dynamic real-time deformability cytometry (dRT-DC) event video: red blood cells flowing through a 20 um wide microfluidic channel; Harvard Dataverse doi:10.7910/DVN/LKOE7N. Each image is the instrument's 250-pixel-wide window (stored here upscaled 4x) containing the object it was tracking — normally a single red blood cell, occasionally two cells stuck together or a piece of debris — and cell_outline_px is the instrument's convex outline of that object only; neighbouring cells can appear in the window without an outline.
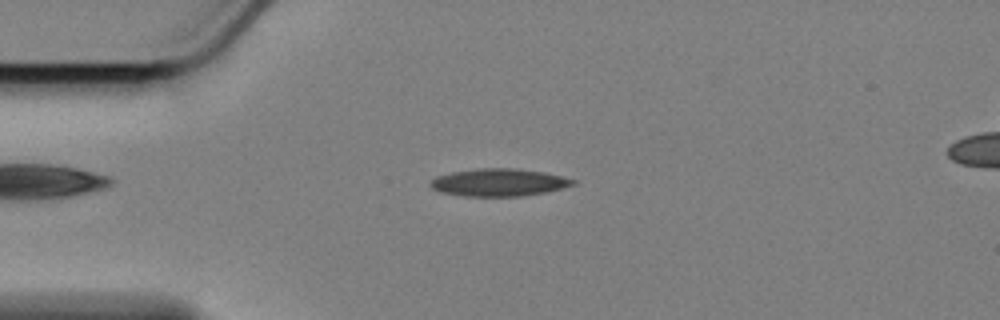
{"species": "Egyptian fruit bat (a non-hibernating species)", "species_latin": "Rousettus aegyptiacus", "temperature_condition": "cold", "stored_images_in_passage": 43, "camera_frame_rate_fps": 3000, "um_per_image_px": 0.085, "animal": {"sex": "female"}, "frame": {"image": 1, "passage_image": 8, "time_ms": 2.333, "image_size_px": [1000, 320], "cell_outline_px": [[576, 184], [564, 188], [548, 192], [524, 196], [464, 196], [440, 192], [432, 188], [428, 184], [436, 176], [452, 172], [480, 168], [512, 168], [544, 172], [576, 180]], "centroid_in_image_um": [42.42, 15.51], "position_along_channel_um": 42.6, "area_um2": 22.95}}
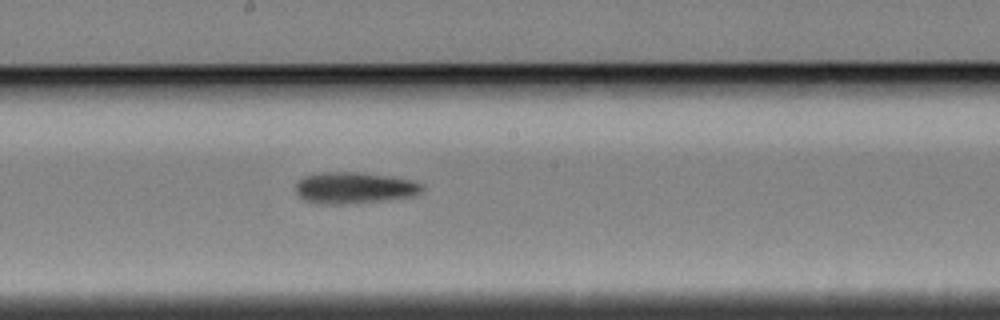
{"frame": {"image": 2, "passage_image": 25, "time_ms": 8.0, "image_size_px": [1000, 320], "cell_outline_px": [[424, 188], [420, 192], [412, 196], [384, 200], [340, 204], [324, 204], [304, 200], [296, 192], [296, 184], [304, 176], [324, 172], [356, 172], [384, 176], [408, 180], [420, 184]], "centroid_in_image_um": [30.06, 15.97], "position_along_channel_um": 218.1, "area_um2": 22.54}}
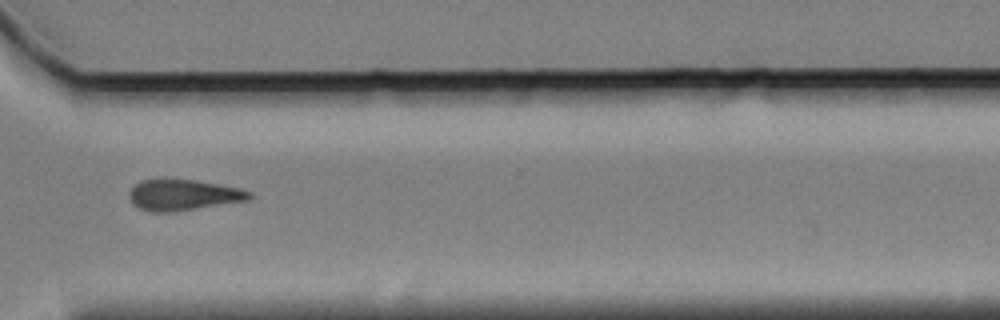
{"frame": {"image": 3, "passage_image": 37, "time_ms": 12.0, "image_size_px": [1000, 320], "cell_outline_px": [[252, 196], [248, 200], [172, 212], [148, 212], [132, 204], [128, 196], [128, 192], [140, 180], [192, 180], [240, 188], [252, 192]], "centroid_in_image_um": [15.54, 16.59], "position_along_channel_um": 355.1, "area_um2": 21.39}}